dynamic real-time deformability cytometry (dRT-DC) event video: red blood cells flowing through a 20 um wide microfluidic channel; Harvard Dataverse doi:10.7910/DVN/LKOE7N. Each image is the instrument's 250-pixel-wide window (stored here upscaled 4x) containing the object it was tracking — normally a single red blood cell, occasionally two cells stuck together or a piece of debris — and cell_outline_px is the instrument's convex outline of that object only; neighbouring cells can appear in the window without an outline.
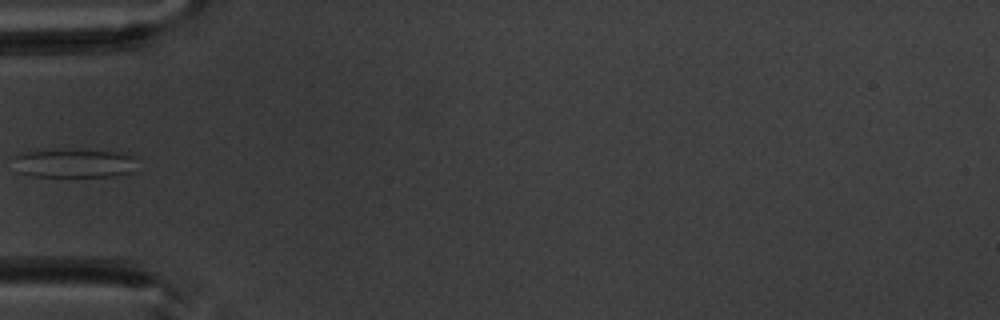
{"species": "common noctule bat (a hibernating species)", "species_latin": "Nyctalus noctula", "temperature_condition": "warm", "stored_images_in_passage": 4, "camera_frame_rate_fps": 3000, "um_per_image_px": 0.085, "animal": {"sex": "male", "body_mass_g": 20.1, "forearm_length_mm": 53.5}, "frame": {"image": 1, "passage_image": 4, "time_ms": 4.333, "image_size_px": [1000, 320], "cell_outline_px": [[136, 156], [132, 172], [116, 176], [32, 176], [16, 172], [16, 156], [20, 152], [56, 148], [76, 148], [112, 152]], "centroid_in_image_um": [6.26, 13.84], "position_along_channel_um": 78.7, "area_um2": 21.21}}